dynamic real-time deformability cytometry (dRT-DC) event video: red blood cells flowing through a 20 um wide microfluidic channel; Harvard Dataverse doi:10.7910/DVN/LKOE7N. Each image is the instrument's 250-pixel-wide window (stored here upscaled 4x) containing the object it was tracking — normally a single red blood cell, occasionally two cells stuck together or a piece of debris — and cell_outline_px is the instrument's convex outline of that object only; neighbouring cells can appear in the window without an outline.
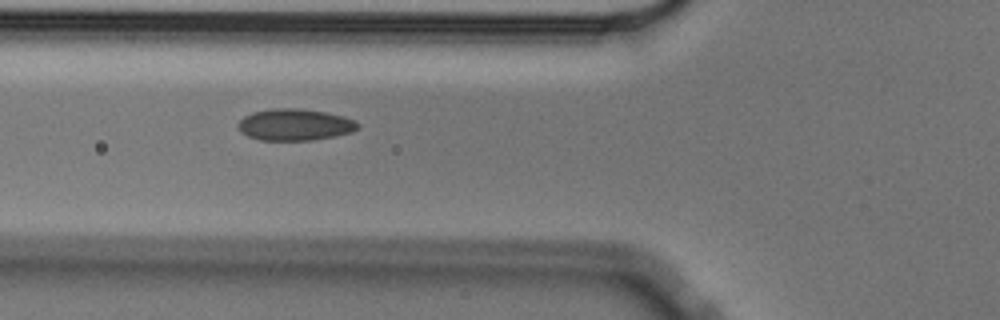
{"species": "Egyptian fruit bat (a non-hibernating species)", "species_latin": "Rousettus aegyptiacus", "temperature_condition": "cold", "stored_images_in_passage": 35, "camera_frame_rate_fps": 3000, "um_per_image_px": 0.085, "animal": {"sex": "male"}, "frame": {"image": 1, "passage_image": 4, "time_ms": 1.0, "image_size_px": [1000, 320], "cell_outline_px": [[360, 128], [352, 132], [312, 140], [260, 140], [248, 136], [240, 132], [236, 124], [244, 116], [252, 112], [272, 108], [296, 108], [324, 112], [344, 116], [356, 120], [360, 124]], "centroid_in_image_um": [25.05, 10.59], "position_along_channel_um": 100.7, "area_um2": 22.2}}
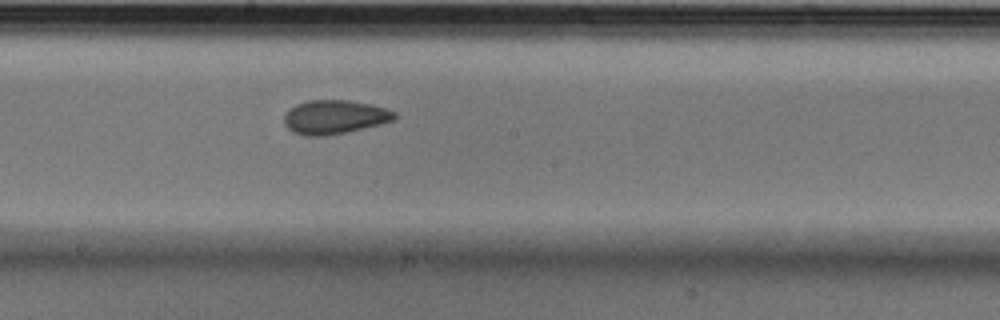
{"frame": {"image": 2, "passage_image": 14, "time_ms": 4.333, "image_size_px": [1000, 320], "cell_outline_px": [[396, 116], [392, 120], [380, 124], [344, 132], [324, 136], [304, 136], [292, 132], [284, 124], [284, 116], [288, 108], [296, 104], [308, 100], [348, 100], [372, 104], [396, 112]], "centroid_in_image_um": [28.38, 9.94], "position_along_channel_um": 219.8, "area_um2": 21.79}}
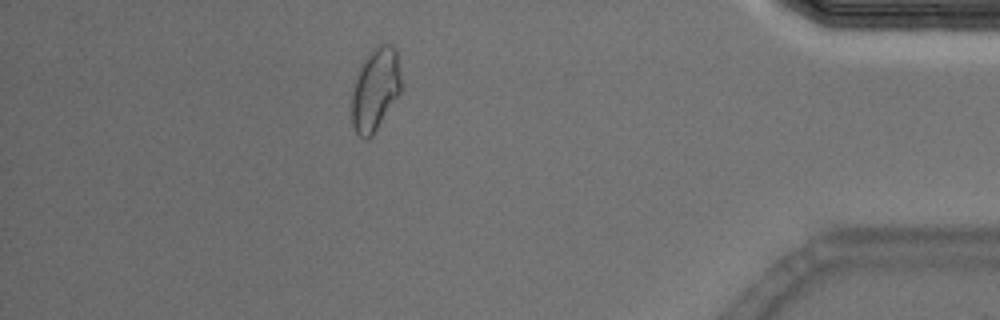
{"frame": {"image": 3, "passage_image": 33, "time_ms": 10.667, "image_size_px": [1000, 320], "cell_outline_px": [[400, 92], [372, 136], [368, 140], [360, 136], [356, 132], [352, 124], [352, 84], [364, 56], [368, 52], [380, 44], [392, 44], [396, 52], [400, 72]], "centroid_in_image_um": [31.86, 7.57], "position_along_channel_um": 403.3, "area_um2": 23.81}}